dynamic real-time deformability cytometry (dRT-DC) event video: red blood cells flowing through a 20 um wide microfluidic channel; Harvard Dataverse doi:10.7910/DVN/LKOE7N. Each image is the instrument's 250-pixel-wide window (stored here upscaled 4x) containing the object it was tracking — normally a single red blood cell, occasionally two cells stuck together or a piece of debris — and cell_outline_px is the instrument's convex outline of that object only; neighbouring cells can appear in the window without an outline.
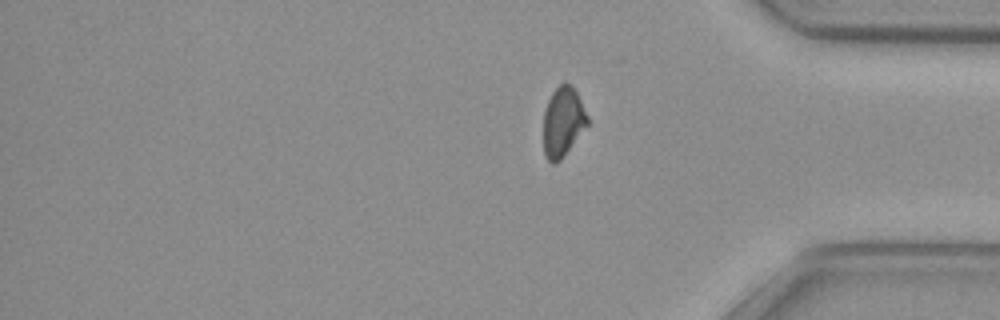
{"species": "common noctule bat (a hibernating species)", "species_latin": "Nyctalus noctula", "temperature_condition": "cold", "stored_images_in_passage": 36, "camera_frame_rate_fps": 3000, "um_per_image_px": 0.085, "animal": {"sex": "female", "body_mass_g": 29.2, "forearm_length_mm": 56.3}, "frame": {"image": 1, "passage_image": 36, "time_ms": 11.667, "image_size_px": [1000, 320], "cell_outline_px": [[588, 124], [564, 156], [556, 164], [552, 164], [548, 160], [544, 152], [544, 112], [548, 100], [552, 92], [560, 84], [572, 84], [588, 116]], "centroid_in_image_um": [47.84, 10.37], "position_along_channel_um": 387.4, "area_um2": 17.69}, "authors_computed_cell_mechanics": {"area_um2": 19.3919, "velocity_mm_per_s": 3.7321, "shape_relaxation_time_tau1_ms": null, "shape_relaxation_time_tau2_ms": 2.5419, "deformation_change_tau1": null, "deformation_change_tau2": 0.083}}